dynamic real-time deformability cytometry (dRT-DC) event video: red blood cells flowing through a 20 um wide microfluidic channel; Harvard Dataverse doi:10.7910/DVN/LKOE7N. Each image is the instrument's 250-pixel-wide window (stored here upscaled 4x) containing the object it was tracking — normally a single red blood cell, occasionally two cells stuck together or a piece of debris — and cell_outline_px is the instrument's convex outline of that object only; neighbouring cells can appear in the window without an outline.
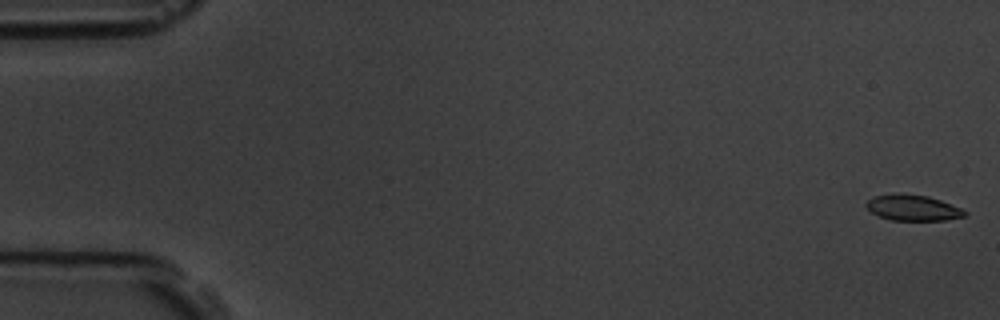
{"species": "common noctule bat (a hibernating species)", "species_latin": "Nyctalus noctula", "temperature_condition": "room temperature", "stored_images_in_passage": 6, "camera_frame_rate_fps": 3000, "um_per_image_px": 0.085, "animal": {"sex": "male", "body_mass_g": 19.5, "forearm_length_mm": 54.6}, "frame": {"image": 1, "passage_image": 1, "time_ms": 0.0, "image_size_px": [1000, 320], "cell_outline_px": [[968, 216], [944, 220], [892, 220], [880, 216], [872, 212], [864, 204], [872, 196], [892, 192], [904, 192], [928, 196], [940, 200], [960, 208], [968, 212]], "centroid_in_image_um": [77.57, 17.63], "position_along_channel_um": 7.4, "area_um2": 15.09}}
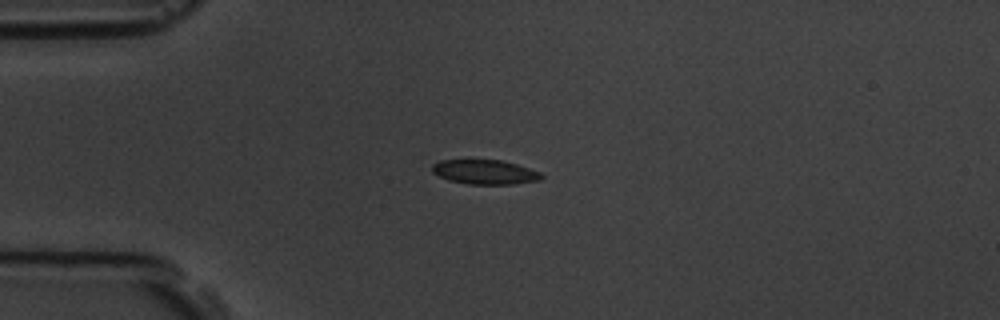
{"frame": {"image": 2, "passage_image": 4, "time_ms": 4.333, "image_size_px": [1000, 320], "cell_outline_px": [[544, 176], [540, 180], [512, 184], [468, 184], [448, 180], [432, 172], [432, 164], [440, 160], [500, 160], [516, 164], [540, 172]], "centroid_in_image_um": [41.2, 14.62], "position_along_channel_um": 43.8, "area_um2": 15.49}}
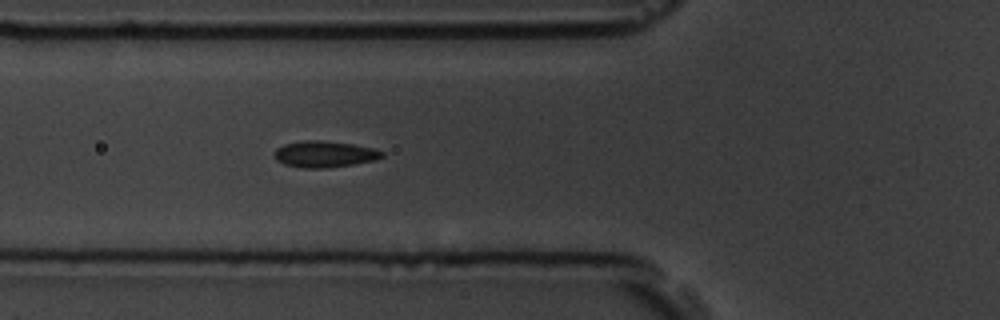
{"frame": {"image": 3, "passage_image": 6, "time_ms": 6.333, "image_size_px": [1000, 320], "cell_outline_px": [[384, 156], [376, 160], [328, 168], [304, 168], [284, 164], [276, 160], [272, 156], [272, 152], [276, 148], [284, 144], [304, 140], [320, 140], [352, 144], [376, 148], [384, 152]], "centroid_in_image_um": [27.56, 13.1], "position_along_channel_um": 98.2, "area_um2": 16.76}}